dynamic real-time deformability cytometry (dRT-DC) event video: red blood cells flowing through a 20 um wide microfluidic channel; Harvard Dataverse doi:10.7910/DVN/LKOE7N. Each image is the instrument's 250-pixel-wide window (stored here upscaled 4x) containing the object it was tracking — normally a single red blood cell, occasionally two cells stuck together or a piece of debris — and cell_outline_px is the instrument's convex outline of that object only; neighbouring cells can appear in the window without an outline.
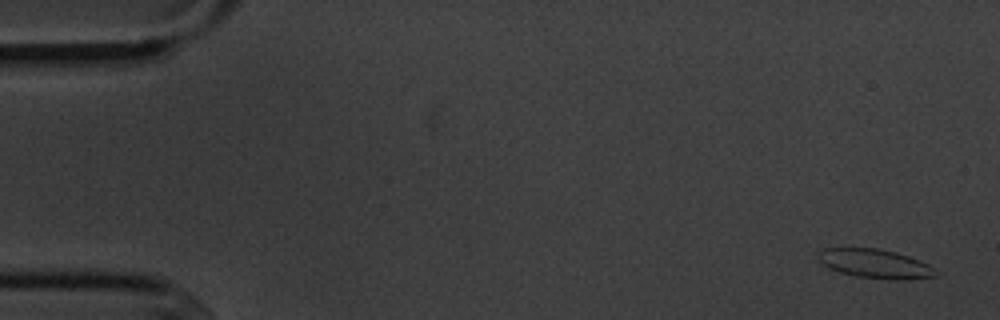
{"species": "common noctule bat (a hibernating species)", "species_latin": "Nyctalus noctula", "temperature_condition": "cold", "stored_images_in_passage": 4, "camera_frame_rate_fps": 3000, "um_per_image_px": 0.085, "animal": {"sex": "male", "body_mass_g": 20.1, "forearm_length_mm": 53.5}, "frame": {"image": 1, "passage_image": 1, "time_ms": 0.0, "image_size_px": [1000, 320], "cell_outline_px": [[940, 272], [936, 276], [908, 280], [892, 280], [856, 276], [840, 272], [828, 268], [816, 256], [824, 248], [876, 248], [896, 252], [920, 260], [928, 264]], "centroid_in_image_um": [74.44, 22.42], "position_along_channel_um": 10.6, "area_um2": 20.0}}